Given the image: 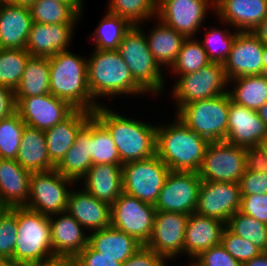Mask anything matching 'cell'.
<instances>
[{"label": "cell", "mask_w": 267, "mask_h": 266, "mask_svg": "<svg viewBox=\"0 0 267 266\" xmlns=\"http://www.w3.org/2000/svg\"><path fill=\"white\" fill-rule=\"evenodd\" d=\"M92 115L109 131L122 164L156 154L157 124L124 117L106 105H99Z\"/></svg>", "instance_id": "cell-1"}, {"label": "cell", "mask_w": 267, "mask_h": 266, "mask_svg": "<svg viewBox=\"0 0 267 266\" xmlns=\"http://www.w3.org/2000/svg\"><path fill=\"white\" fill-rule=\"evenodd\" d=\"M208 144L177 116L171 124L157 125L156 155L170 171L198 172Z\"/></svg>", "instance_id": "cell-2"}, {"label": "cell", "mask_w": 267, "mask_h": 266, "mask_svg": "<svg viewBox=\"0 0 267 266\" xmlns=\"http://www.w3.org/2000/svg\"><path fill=\"white\" fill-rule=\"evenodd\" d=\"M69 50L49 57L50 94L75 109L93 112L99 104L92 98L88 86L87 59Z\"/></svg>", "instance_id": "cell-3"}, {"label": "cell", "mask_w": 267, "mask_h": 266, "mask_svg": "<svg viewBox=\"0 0 267 266\" xmlns=\"http://www.w3.org/2000/svg\"><path fill=\"white\" fill-rule=\"evenodd\" d=\"M88 86L96 103L97 98L118 95H140L147 92L133 79L130 69L117 50L94 49L87 58Z\"/></svg>", "instance_id": "cell-4"}, {"label": "cell", "mask_w": 267, "mask_h": 266, "mask_svg": "<svg viewBox=\"0 0 267 266\" xmlns=\"http://www.w3.org/2000/svg\"><path fill=\"white\" fill-rule=\"evenodd\" d=\"M143 23L132 25L118 46V53L128 65L133 79L153 95L163 94L165 79L163 69L155 61L142 30Z\"/></svg>", "instance_id": "cell-5"}, {"label": "cell", "mask_w": 267, "mask_h": 266, "mask_svg": "<svg viewBox=\"0 0 267 266\" xmlns=\"http://www.w3.org/2000/svg\"><path fill=\"white\" fill-rule=\"evenodd\" d=\"M49 216L17 206V236L13 259L27 266L53 256Z\"/></svg>", "instance_id": "cell-6"}, {"label": "cell", "mask_w": 267, "mask_h": 266, "mask_svg": "<svg viewBox=\"0 0 267 266\" xmlns=\"http://www.w3.org/2000/svg\"><path fill=\"white\" fill-rule=\"evenodd\" d=\"M231 100L227 92L185 104L175 114L188 128L209 142L225 141Z\"/></svg>", "instance_id": "cell-7"}, {"label": "cell", "mask_w": 267, "mask_h": 266, "mask_svg": "<svg viewBox=\"0 0 267 266\" xmlns=\"http://www.w3.org/2000/svg\"><path fill=\"white\" fill-rule=\"evenodd\" d=\"M176 76L179 79L173 84L171 90L173 99L177 102V112L185 104L220 96L229 90V81L224 66L220 63L211 62L197 72Z\"/></svg>", "instance_id": "cell-8"}, {"label": "cell", "mask_w": 267, "mask_h": 266, "mask_svg": "<svg viewBox=\"0 0 267 266\" xmlns=\"http://www.w3.org/2000/svg\"><path fill=\"white\" fill-rule=\"evenodd\" d=\"M169 172V167L156 154L145 160L124 163L123 192L155 206Z\"/></svg>", "instance_id": "cell-9"}, {"label": "cell", "mask_w": 267, "mask_h": 266, "mask_svg": "<svg viewBox=\"0 0 267 266\" xmlns=\"http://www.w3.org/2000/svg\"><path fill=\"white\" fill-rule=\"evenodd\" d=\"M245 149L225 141L209 142L198 176L202 181L239 183L246 170Z\"/></svg>", "instance_id": "cell-10"}, {"label": "cell", "mask_w": 267, "mask_h": 266, "mask_svg": "<svg viewBox=\"0 0 267 266\" xmlns=\"http://www.w3.org/2000/svg\"><path fill=\"white\" fill-rule=\"evenodd\" d=\"M74 183L56 169L32 173L25 207L47 216L65 212L71 191L68 187H72Z\"/></svg>", "instance_id": "cell-11"}, {"label": "cell", "mask_w": 267, "mask_h": 266, "mask_svg": "<svg viewBox=\"0 0 267 266\" xmlns=\"http://www.w3.org/2000/svg\"><path fill=\"white\" fill-rule=\"evenodd\" d=\"M156 211L154 205L122 192L111 205V226L146 245L152 236Z\"/></svg>", "instance_id": "cell-12"}, {"label": "cell", "mask_w": 267, "mask_h": 266, "mask_svg": "<svg viewBox=\"0 0 267 266\" xmlns=\"http://www.w3.org/2000/svg\"><path fill=\"white\" fill-rule=\"evenodd\" d=\"M201 183L197 172L170 171L154 207L157 211L195 213Z\"/></svg>", "instance_id": "cell-13"}, {"label": "cell", "mask_w": 267, "mask_h": 266, "mask_svg": "<svg viewBox=\"0 0 267 266\" xmlns=\"http://www.w3.org/2000/svg\"><path fill=\"white\" fill-rule=\"evenodd\" d=\"M211 8L215 12V0H161L156 18L186 38H195Z\"/></svg>", "instance_id": "cell-14"}, {"label": "cell", "mask_w": 267, "mask_h": 266, "mask_svg": "<svg viewBox=\"0 0 267 266\" xmlns=\"http://www.w3.org/2000/svg\"><path fill=\"white\" fill-rule=\"evenodd\" d=\"M16 112L26 126L47 130L66 119L74 110L67 101L52 94L15 98Z\"/></svg>", "instance_id": "cell-15"}, {"label": "cell", "mask_w": 267, "mask_h": 266, "mask_svg": "<svg viewBox=\"0 0 267 266\" xmlns=\"http://www.w3.org/2000/svg\"><path fill=\"white\" fill-rule=\"evenodd\" d=\"M241 208L239 183L202 181L195 212L227 224Z\"/></svg>", "instance_id": "cell-16"}, {"label": "cell", "mask_w": 267, "mask_h": 266, "mask_svg": "<svg viewBox=\"0 0 267 266\" xmlns=\"http://www.w3.org/2000/svg\"><path fill=\"white\" fill-rule=\"evenodd\" d=\"M187 220L184 213L156 211L152 236L146 246L167 262L182 255Z\"/></svg>", "instance_id": "cell-17"}, {"label": "cell", "mask_w": 267, "mask_h": 266, "mask_svg": "<svg viewBox=\"0 0 267 266\" xmlns=\"http://www.w3.org/2000/svg\"><path fill=\"white\" fill-rule=\"evenodd\" d=\"M263 51L264 44L253 32H238L223 63L228 81L240 76L260 75Z\"/></svg>", "instance_id": "cell-18"}, {"label": "cell", "mask_w": 267, "mask_h": 266, "mask_svg": "<svg viewBox=\"0 0 267 266\" xmlns=\"http://www.w3.org/2000/svg\"><path fill=\"white\" fill-rule=\"evenodd\" d=\"M267 135V126L258 112L230 101L225 142L250 148L259 146Z\"/></svg>", "instance_id": "cell-19"}, {"label": "cell", "mask_w": 267, "mask_h": 266, "mask_svg": "<svg viewBox=\"0 0 267 266\" xmlns=\"http://www.w3.org/2000/svg\"><path fill=\"white\" fill-rule=\"evenodd\" d=\"M214 13L232 29L252 32L267 17V0H215Z\"/></svg>", "instance_id": "cell-20"}, {"label": "cell", "mask_w": 267, "mask_h": 266, "mask_svg": "<svg viewBox=\"0 0 267 266\" xmlns=\"http://www.w3.org/2000/svg\"><path fill=\"white\" fill-rule=\"evenodd\" d=\"M77 23L41 24L33 22L25 49L31 56L51 57L68 50Z\"/></svg>", "instance_id": "cell-21"}, {"label": "cell", "mask_w": 267, "mask_h": 266, "mask_svg": "<svg viewBox=\"0 0 267 266\" xmlns=\"http://www.w3.org/2000/svg\"><path fill=\"white\" fill-rule=\"evenodd\" d=\"M49 222L54 255L75 258L88 245L86 229L67 211L50 215Z\"/></svg>", "instance_id": "cell-22"}, {"label": "cell", "mask_w": 267, "mask_h": 266, "mask_svg": "<svg viewBox=\"0 0 267 266\" xmlns=\"http://www.w3.org/2000/svg\"><path fill=\"white\" fill-rule=\"evenodd\" d=\"M66 211L89 232L111 226V206L83 188L70 191Z\"/></svg>", "instance_id": "cell-23"}, {"label": "cell", "mask_w": 267, "mask_h": 266, "mask_svg": "<svg viewBox=\"0 0 267 266\" xmlns=\"http://www.w3.org/2000/svg\"><path fill=\"white\" fill-rule=\"evenodd\" d=\"M32 23L28 6L0 3V48L25 49Z\"/></svg>", "instance_id": "cell-24"}, {"label": "cell", "mask_w": 267, "mask_h": 266, "mask_svg": "<svg viewBox=\"0 0 267 266\" xmlns=\"http://www.w3.org/2000/svg\"><path fill=\"white\" fill-rule=\"evenodd\" d=\"M226 224L195 213L188 215L184 239V254L196 258L202 251L221 244Z\"/></svg>", "instance_id": "cell-25"}, {"label": "cell", "mask_w": 267, "mask_h": 266, "mask_svg": "<svg viewBox=\"0 0 267 266\" xmlns=\"http://www.w3.org/2000/svg\"><path fill=\"white\" fill-rule=\"evenodd\" d=\"M81 180L84 190L110 206L123 192L122 165L93 164Z\"/></svg>", "instance_id": "cell-26"}, {"label": "cell", "mask_w": 267, "mask_h": 266, "mask_svg": "<svg viewBox=\"0 0 267 266\" xmlns=\"http://www.w3.org/2000/svg\"><path fill=\"white\" fill-rule=\"evenodd\" d=\"M92 116L76 134L73 146L67 151L55 169L64 177L80 182L92 166ZM80 180V181H79Z\"/></svg>", "instance_id": "cell-27"}, {"label": "cell", "mask_w": 267, "mask_h": 266, "mask_svg": "<svg viewBox=\"0 0 267 266\" xmlns=\"http://www.w3.org/2000/svg\"><path fill=\"white\" fill-rule=\"evenodd\" d=\"M92 112L75 109L66 119L44 131L50 161L56 166L73 146L76 134Z\"/></svg>", "instance_id": "cell-28"}, {"label": "cell", "mask_w": 267, "mask_h": 266, "mask_svg": "<svg viewBox=\"0 0 267 266\" xmlns=\"http://www.w3.org/2000/svg\"><path fill=\"white\" fill-rule=\"evenodd\" d=\"M31 174L15 159L0 158V198L6 207L27 204Z\"/></svg>", "instance_id": "cell-29"}, {"label": "cell", "mask_w": 267, "mask_h": 266, "mask_svg": "<svg viewBox=\"0 0 267 266\" xmlns=\"http://www.w3.org/2000/svg\"><path fill=\"white\" fill-rule=\"evenodd\" d=\"M88 245L120 263H124L142 246L134 237L112 226L89 233Z\"/></svg>", "instance_id": "cell-30"}, {"label": "cell", "mask_w": 267, "mask_h": 266, "mask_svg": "<svg viewBox=\"0 0 267 266\" xmlns=\"http://www.w3.org/2000/svg\"><path fill=\"white\" fill-rule=\"evenodd\" d=\"M17 163L31 173L51 171L55 165L50 161L46 137L43 130L25 126L19 151Z\"/></svg>", "instance_id": "cell-31"}, {"label": "cell", "mask_w": 267, "mask_h": 266, "mask_svg": "<svg viewBox=\"0 0 267 266\" xmlns=\"http://www.w3.org/2000/svg\"><path fill=\"white\" fill-rule=\"evenodd\" d=\"M154 28L149 30V35L145 34L149 49L155 61L165 68H171L180 52L183 41L186 37L167 26L159 18ZM170 66V67H169Z\"/></svg>", "instance_id": "cell-32"}, {"label": "cell", "mask_w": 267, "mask_h": 266, "mask_svg": "<svg viewBox=\"0 0 267 266\" xmlns=\"http://www.w3.org/2000/svg\"><path fill=\"white\" fill-rule=\"evenodd\" d=\"M49 57L31 56L26 64L15 98L45 95L50 93Z\"/></svg>", "instance_id": "cell-33"}, {"label": "cell", "mask_w": 267, "mask_h": 266, "mask_svg": "<svg viewBox=\"0 0 267 266\" xmlns=\"http://www.w3.org/2000/svg\"><path fill=\"white\" fill-rule=\"evenodd\" d=\"M229 83L233 88L228 93L236 104L258 111L267 103V79L261 75L240 76Z\"/></svg>", "instance_id": "cell-34"}, {"label": "cell", "mask_w": 267, "mask_h": 266, "mask_svg": "<svg viewBox=\"0 0 267 266\" xmlns=\"http://www.w3.org/2000/svg\"><path fill=\"white\" fill-rule=\"evenodd\" d=\"M29 10L33 22L47 25L76 23L81 17L70 4L59 0H36Z\"/></svg>", "instance_id": "cell-35"}, {"label": "cell", "mask_w": 267, "mask_h": 266, "mask_svg": "<svg viewBox=\"0 0 267 266\" xmlns=\"http://www.w3.org/2000/svg\"><path fill=\"white\" fill-rule=\"evenodd\" d=\"M131 27L132 24L126 18L107 11L90 39L93 38L95 49L117 50L125 33Z\"/></svg>", "instance_id": "cell-36"}, {"label": "cell", "mask_w": 267, "mask_h": 266, "mask_svg": "<svg viewBox=\"0 0 267 266\" xmlns=\"http://www.w3.org/2000/svg\"><path fill=\"white\" fill-rule=\"evenodd\" d=\"M30 57L26 49L0 48V85L15 91Z\"/></svg>", "instance_id": "cell-37"}, {"label": "cell", "mask_w": 267, "mask_h": 266, "mask_svg": "<svg viewBox=\"0 0 267 266\" xmlns=\"http://www.w3.org/2000/svg\"><path fill=\"white\" fill-rule=\"evenodd\" d=\"M226 227L235 235L252 242L262 252H267V225L240 210L234 213Z\"/></svg>", "instance_id": "cell-38"}, {"label": "cell", "mask_w": 267, "mask_h": 266, "mask_svg": "<svg viewBox=\"0 0 267 266\" xmlns=\"http://www.w3.org/2000/svg\"><path fill=\"white\" fill-rule=\"evenodd\" d=\"M211 63L201 42L194 37L186 38L181 46L175 63L171 66V72L175 75H185L197 72Z\"/></svg>", "instance_id": "cell-39"}, {"label": "cell", "mask_w": 267, "mask_h": 266, "mask_svg": "<svg viewBox=\"0 0 267 266\" xmlns=\"http://www.w3.org/2000/svg\"><path fill=\"white\" fill-rule=\"evenodd\" d=\"M108 12L126 18L132 25H139L157 17L156 0H109Z\"/></svg>", "instance_id": "cell-40"}, {"label": "cell", "mask_w": 267, "mask_h": 266, "mask_svg": "<svg viewBox=\"0 0 267 266\" xmlns=\"http://www.w3.org/2000/svg\"><path fill=\"white\" fill-rule=\"evenodd\" d=\"M92 165H123L109 131L92 115Z\"/></svg>", "instance_id": "cell-41"}, {"label": "cell", "mask_w": 267, "mask_h": 266, "mask_svg": "<svg viewBox=\"0 0 267 266\" xmlns=\"http://www.w3.org/2000/svg\"><path fill=\"white\" fill-rule=\"evenodd\" d=\"M217 28H207L205 38L199 41L204 47L210 62L223 64L230 53L233 40L239 31L235 30L231 33L227 27L224 30Z\"/></svg>", "instance_id": "cell-42"}, {"label": "cell", "mask_w": 267, "mask_h": 266, "mask_svg": "<svg viewBox=\"0 0 267 266\" xmlns=\"http://www.w3.org/2000/svg\"><path fill=\"white\" fill-rule=\"evenodd\" d=\"M25 126L17 112L0 120V158H17Z\"/></svg>", "instance_id": "cell-43"}, {"label": "cell", "mask_w": 267, "mask_h": 266, "mask_svg": "<svg viewBox=\"0 0 267 266\" xmlns=\"http://www.w3.org/2000/svg\"><path fill=\"white\" fill-rule=\"evenodd\" d=\"M17 236V206L0 211V258H12Z\"/></svg>", "instance_id": "cell-44"}, {"label": "cell", "mask_w": 267, "mask_h": 266, "mask_svg": "<svg viewBox=\"0 0 267 266\" xmlns=\"http://www.w3.org/2000/svg\"><path fill=\"white\" fill-rule=\"evenodd\" d=\"M221 244L236 261L242 264L262 253L252 242L235 235L227 227L223 230Z\"/></svg>", "instance_id": "cell-45"}, {"label": "cell", "mask_w": 267, "mask_h": 266, "mask_svg": "<svg viewBox=\"0 0 267 266\" xmlns=\"http://www.w3.org/2000/svg\"><path fill=\"white\" fill-rule=\"evenodd\" d=\"M196 259L204 266H243L225 250L222 244L202 251Z\"/></svg>", "instance_id": "cell-46"}, {"label": "cell", "mask_w": 267, "mask_h": 266, "mask_svg": "<svg viewBox=\"0 0 267 266\" xmlns=\"http://www.w3.org/2000/svg\"><path fill=\"white\" fill-rule=\"evenodd\" d=\"M239 186L241 196L267 194V170L263 173L245 170Z\"/></svg>", "instance_id": "cell-47"}, {"label": "cell", "mask_w": 267, "mask_h": 266, "mask_svg": "<svg viewBox=\"0 0 267 266\" xmlns=\"http://www.w3.org/2000/svg\"><path fill=\"white\" fill-rule=\"evenodd\" d=\"M240 211L267 225V194L241 196Z\"/></svg>", "instance_id": "cell-48"}, {"label": "cell", "mask_w": 267, "mask_h": 266, "mask_svg": "<svg viewBox=\"0 0 267 266\" xmlns=\"http://www.w3.org/2000/svg\"><path fill=\"white\" fill-rule=\"evenodd\" d=\"M167 261L155 251L142 245L121 266H164Z\"/></svg>", "instance_id": "cell-49"}, {"label": "cell", "mask_w": 267, "mask_h": 266, "mask_svg": "<svg viewBox=\"0 0 267 266\" xmlns=\"http://www.w3.org/2000/svg\"><path fill=\"white\" fill-rule=\"evenodd\" d=\"M77 266H121L114 258L104 256L87 245L76 257Z\"/></svg>", "instance_id": "cell-50"}, {"label": "cell", "mask_w": 267, "mask_h": 266, "mask_svg": "<svg viewBox=\"0 0 267 266\" xmlns=\"http://www.w3.org/2000/svg\"><path fill=\"white\" fill-rule=\"evenodd\" d=\"M246 170L263 173L267 170V157L260 146L245 149Z\"/></svg>", "instance_id": "cell-51"}, {"label": "cell", "mask_w": 267, "mask_h": 266, "mask_svg": "<svg viewBox=\"0 0 267 266\" xmlns=\"http://www.w3.org/2000/svg\"><path fill=\"white\" fill-rule=\"evenodd\" d=\"M16 112L14 91L0 85V120L11 116Z\"/></svg>", "instance_id": "cell-52"}, {"label": "cell", "mask_w": 267, "mask_h": 266, "mask_svg": "<svg viewBox=\"0 0 267 266\" xmlns=\"http://www.w3.org/2000/svg\"><path fill=\"white\" fill-rule=\"evenodd\" d=\"M27 266H77V262L73 257L53 255Z\"/></svg>", "instance_id": "cell-53"}, {"label": "cell", "mask_w": 267, "mask_h": 266, "mask_svg": "<svg viewBox=\"0 0 267 266\" xmlns=\"http://www.w3.org/2000/svg\"><path fill=\"white\" fill-rule=\"evenodd\" d=\"M252 32L267 45V17Z\"/></svg>", "instance_id": "cell-54"}, {"label": "cell", "mask_w": 267, "mask_h": 266, "mask_svg": "<svg viewBox=\"0 0 267 266\" xmlns=\"http://www.w3.org/2000/svg\"><path fill=\"white\" fill-rule=\"evenodd\" d=\"M243 266H267V252H262L259 256L245 262Z\"/></svg>", "instance_id": "cell-55"}, {"label": "cell", "mask_w": 267, "mask_h": 266, "mask_svg": "<svg viewBox=\"0 0 267 266\" xmlns=\"http://www.w3.org/2000/svg\"><path fill=\"white\" fill-rule=\"evenodd\" d=\"M70 4L80 15H83V0H59Z\"/></svg>", "instance_id": "cell-56"}, {"label": "cell", "mask_w": 267, "mask_h": 266, "mask_svg": "<svg viewBox=\"0 0 267 266\" xmlns=\"http://www.w3.org/2000/svg\"><path fill=\"white\" fill-rule=\"evenodd\" d=\"M0 266H24L12 258H0Z\"/></svg>", "instance_id": "cell-57"}, {"label": "cell", "mask_w": 267, "mask_h": 266, "mask_svg": "<svg viewBox=\"0 0 267 266\" xmlns=\"http://www.w3.org/2000/svg\"><path fill=\"white\" fill-rule=\"evenodd\" d=\"M262 77L267 79V45H264L263 51V69L260 74Z\"/></svg>", "instance_id": "cell-58"}, {"label": "cell", "mask_w": 267, "mask_h": 266, "mask_svg": "<svg viewBox=\"0 0 267 266\" xmlns=\"http://www.w3.org/2000/svg\"><path fill=\"white\" fill-rule=\"evenodd\" d=\"M257 112L259 117L265 122L267 126V103L263 105Z\"/></svg>", "instance_id": "cell-59"}, {"label": "cell", "mask_w": 267, "mask_h": 266, "mask_svg": "<svg viewBox=\"0 0 267 266\" xmlns=\"http://www.w3.org/2000/svg\"><path fill=\"white\" fill-rule=\"evenodd\" d=\"M36 0H10L11 4L14 5H21V6H30L33 4Z\"/></svg>", "instance_id": "cell-60"}, {"label": "cell", "mask_w": 267, "mask_h": 266, "mask_svg": "<svg viewBox=\"0 0 267 266\" xmlns=\"http://www.w3.org/2000/svg\"><path fill=\"white\" fill-rule=\"evenodd\" d=\"M259 146L265 152L267 157V135L264 137L263 141L260 143Z\"/></svg>", "instance_id": "cell-61"}, {"label": "cell", "mask_w": 267, "mask_h": 266, "mask_svg": "<svg viewBox=\"0 0 267 266\" xmlns=\"http://www.w3.org/2000/svg\"><path fill=\"white\" fill-rule=\"evenodd\" d=\"M191 263L188 266H204L196 258H191Z\"/></svg>", "instance_id": "cell-62"}, {"label": "cell", "mask_w": 267, "mask_h": 266, "mask_svg": "<svg viewBox=\"0 0 267 266\" xmlns=\"http://www.w3.org/2000/svg\"><path fill=\"white\" fill-rule=\"evenodd\" d=\"M5 208H7V207L3 204V202H2V200L0 198V211L4 210Z\"/></svg>", "instance_id": "cell-63"}, {"label": "cell", "mask_w": 267, "mask_h": 266, "mask_svg": "<svg viewBox=\"0 0 267 266\" xmlns=\"http://www.w3.org/2000/svg\"><path fill=\"white\" fill-rule=\"evenodd\" d=\"M5 2L10 3V0H0V3H5Z\"/></svg>", "instance_id": "cell-64"}]
</instances>
